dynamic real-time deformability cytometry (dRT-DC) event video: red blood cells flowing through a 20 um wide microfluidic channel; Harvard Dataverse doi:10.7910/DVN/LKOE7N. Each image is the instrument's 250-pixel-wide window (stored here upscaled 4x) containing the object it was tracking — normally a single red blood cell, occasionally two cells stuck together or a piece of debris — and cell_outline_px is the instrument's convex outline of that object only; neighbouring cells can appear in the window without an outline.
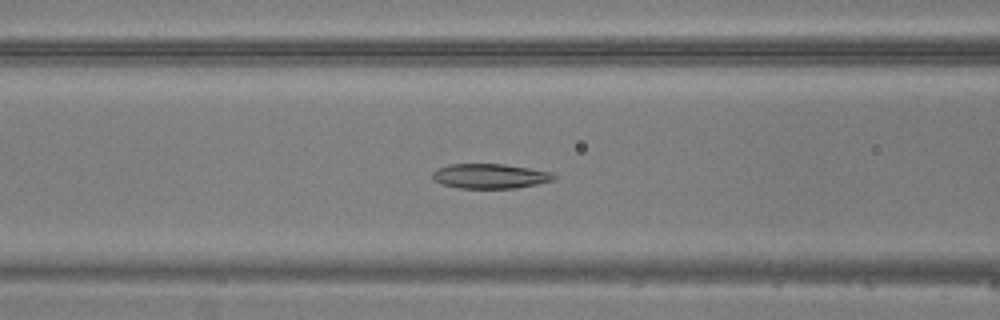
{"species": "common noctule bat (a hibernating species)", "species_latin": "Nyctalus noctula", "temperature_condition": "warm", "stored_images_in_passage": 50, "camera_frame_rate_fps": 3000, "um_per_image_px": 0.085, "animal": {"sex": "male", "body_mass_g": 20.5, "forearm_length_mm": 52.5}, "frame": {"image": 1, "passage_image": 21, "time_ms": 6.667, "image_size_px": [1000, 320], "cell_outline_px": [[556, 180], [516, 188], [460, 188], [440, 184], [432, 180], [432, 172], [436, 168], [448, 164], [504, 164], [552, 172], [556, 176]], "centroid_in_image_um": [41.61, 14.97], "position_along_channel_um": 125.0, "area_um2": 17.69}}
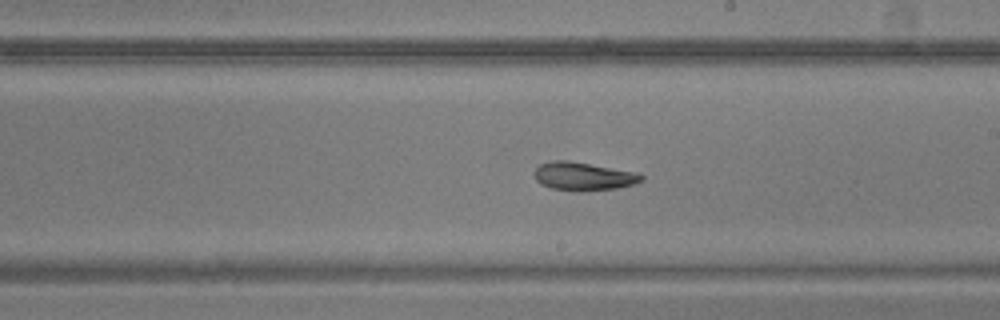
{"frame": {"image": 2, "passage_image": 29, "time_ms": 9.333, "image_size_px": [1000, 320], "cell_outline_px": [[644, 180], [632, 184], [616, 188], [580, 192], [576, 192], [552, 188], [540, 184], [536, 180], [536, 168], [540, 164], [552, 160], [568, 160], [636, 172], [644, 176]], "centroid_in_image_um": [49.59, 14.99], "position_along_channel_um": 239.4, "area_um2": 17.63}}
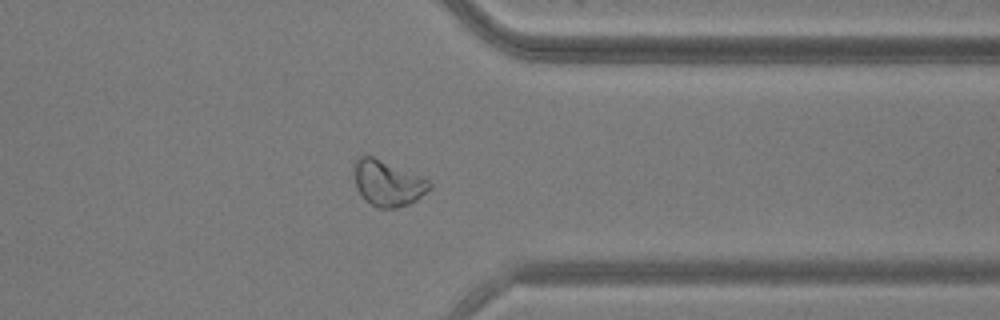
{"frame": {"image": 3, "passage_image": 39, "time_ms": 12.667, "image_size_px": [1000, 320], "cell_outline_px": [[432, 188], [416, 200], [408, 204], [396, 208], [376, 208], [364, 200], [356, 188], [356, 160], [360, 156], [372, 156], [428, 180], [432, 184]], "centroid_in_image_um": [32.97, 15.61], "position_along_channel_um": 378.4, "area_um2": 19.59}}